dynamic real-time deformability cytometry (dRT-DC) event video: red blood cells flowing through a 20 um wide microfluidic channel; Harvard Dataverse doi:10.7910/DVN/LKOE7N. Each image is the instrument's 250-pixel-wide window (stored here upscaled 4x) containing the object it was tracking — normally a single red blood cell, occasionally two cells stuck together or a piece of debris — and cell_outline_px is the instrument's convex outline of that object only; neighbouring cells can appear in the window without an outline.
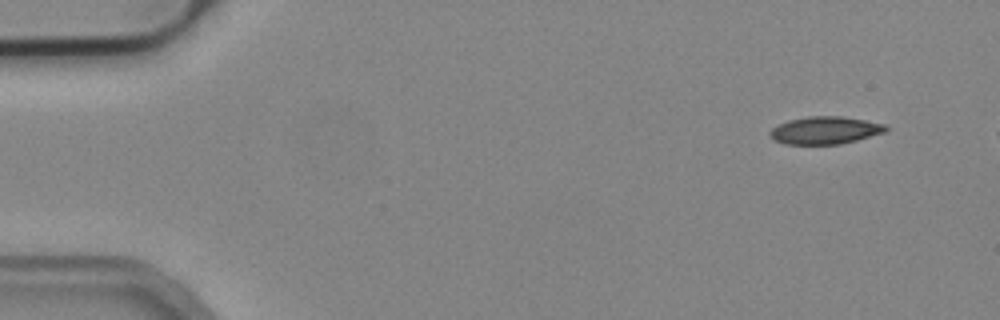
{"species": "common noctule bat (a hibernating species)", "species_latin": "Nyctalus noctula", "temperature_condition": "cold", "stored_images_in_passage": 47, "camera_frame_rate_fps": 3000, "um_per_image_px": 0.085, "animal": {"sex": "male", "body_mass_g": 19.2, "forearm_length_mm": 51.8}, "frame": {"image": 1, "passage_image": 1, "time_ms": 0.0, "image_size_px": [1000, 320], "cell_outline_px": [[888, 132], [840, 144], [784, 144], [768, 136], [768, 132], [772, 128], [788, 120], [808, 116], [840, 116], [864, 120], [884, 124], [888, 128]], "centroid_in_image_um": [70.13, 11.08], "position_along_channel_um": 14.9, "area_um2": 18.61}}
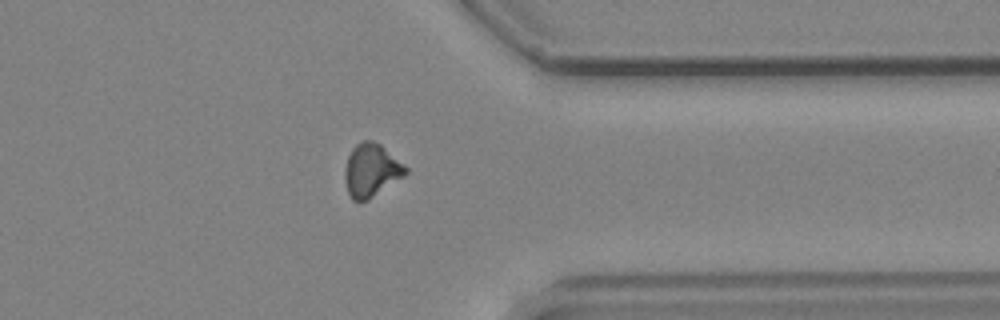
{"frame": {"image": 2, "passage_image": 39, "time_ms": 12.667, "image_size_px": [1000, 320], "cell_outline_px": [[408, 172], [404, 176], [368, 200], [360, 204], [356, 204], [352, 200], [348, 192], [344, 176], [344, 168], [348, 156], [352, 148], [356, 144], [364, 140], [372, 140], [380, 144], [404, 164], [408, 168]], "centroid_in_image_um": [31.54, 14.5], "position_along_channel_um": 379.9, "area_um2": 19.02}}
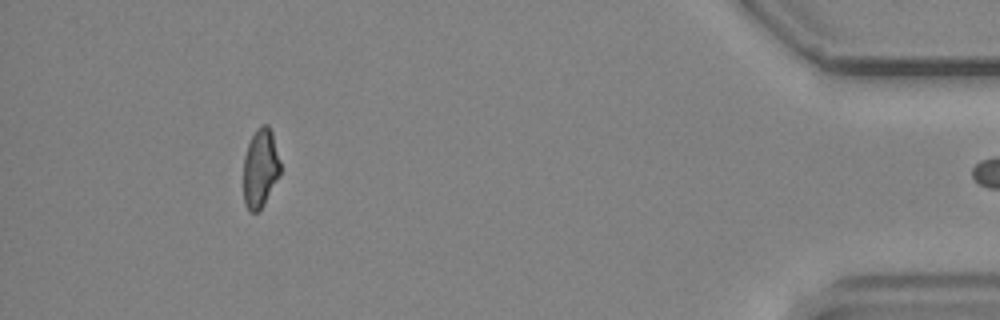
{"frame": {"image": 3, "passage_image": 46, "time_ms": 15.0, "image_size_px": [1000, 320], "cell_outline_px": [[280, 176], [264, 204], [256, 212], [248, 212], [244, 204], [244, 156], [248, 144], [256, 128], [260, 124], [268, 124], [272, 132], [280, 160]], "centroid_in_image_um": [22.13, 14.29], "position_along_channel_um": 413.1, "area_um2": 17.11}}